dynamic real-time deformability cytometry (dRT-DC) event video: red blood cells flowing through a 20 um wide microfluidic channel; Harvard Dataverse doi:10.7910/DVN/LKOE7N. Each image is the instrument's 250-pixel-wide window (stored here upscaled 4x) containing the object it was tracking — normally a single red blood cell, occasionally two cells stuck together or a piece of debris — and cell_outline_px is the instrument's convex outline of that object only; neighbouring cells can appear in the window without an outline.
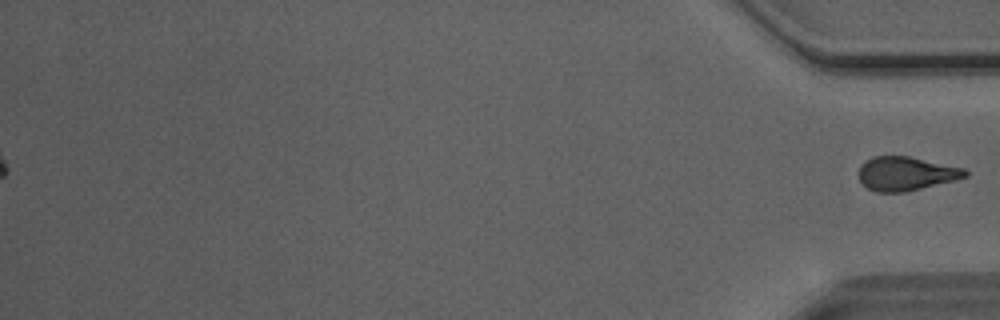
{"species": "Egyptian fruit bat (a non-hibernating species)", "species_latin": "Rousettus aegyptiacus", "temperature_condition": "room temperature", "stored_images_in_passage": 37, "segment_of_instrument_passage": [2, 2], "camera_frame_rate_fps": 3000, "um_per_image_px": 0.085, "animal": {"sex": "male"}, "frame": {"image": 1, "passage_image": 37, "time_ms": 12.0, "image_size_px": [1000, 320], "cell_outline_px": [[968, 176], [956, 180], [904, 192], [876, 192], [868, 188], [860, 180], [860, 164], [872, 156], [912, 156], [964, 168], [968, 172]], "centroid_in_image_um": [77.03, 14.74], "position_along_channel_um": 358.2, "area_um2": 21.04}}